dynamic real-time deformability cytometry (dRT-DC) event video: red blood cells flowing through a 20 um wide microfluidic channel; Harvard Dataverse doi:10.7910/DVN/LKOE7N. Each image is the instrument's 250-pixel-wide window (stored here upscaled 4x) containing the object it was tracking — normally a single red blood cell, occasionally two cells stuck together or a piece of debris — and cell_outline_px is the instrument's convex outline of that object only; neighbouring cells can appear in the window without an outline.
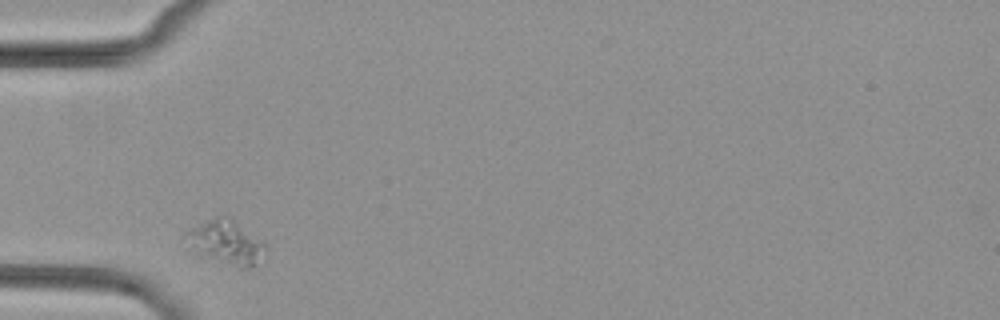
{"species": "common noctule bat (a hibernating species)", "species_latin": "Nyctalus noctula", "temperature_condition": "cold", "stored_images_in_passage": 6, "camera_frame_rate_fps": 3000, "um_per_image_px": 0.085, "animal": {"sex": "female", "body_mass_g": 29.2, "forearm_length_mm": 56.3}, "frame": {"image": 1, "passage_image": 5, "time_ms": 5.667, "image_size_px": [1000, 320], "cell_outline_px": [[268, 252], [252, 268], [240, 268], [188, 252], [184, 236], [184, 232], [216, 216], [228, 216], [264, 244]], "centroid_in_image_um": [19.14, 20.64], "position_along_channel_um": 65.9, "area_um2": 20.52}}
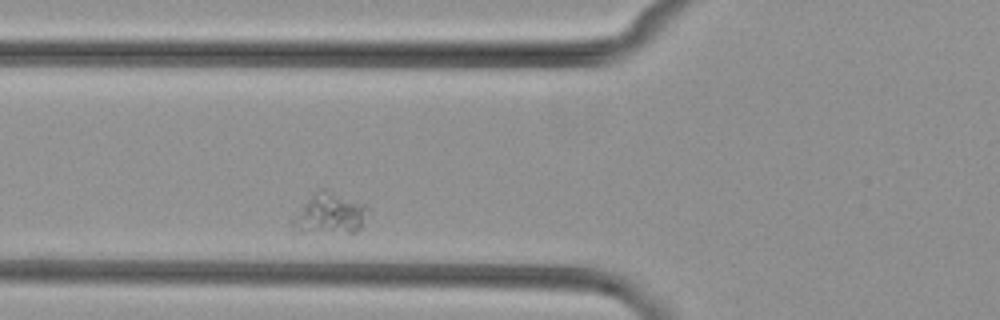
{"frame": {"image": 2, "passage_image": 6, "time_ms": 6.667, "image_size_px": [1000, 320], "cell_outline_px": [[372, 212], [360, 228], [356, 232], [300, 232], [292, 224], [292, 220], [304, 204], [320, 188], [324, 188], [368, 204]], "centroid_in_image_um": [28.16, 18.15], "position_along_channel_um": 97.6, "area_um2": 17.98}}